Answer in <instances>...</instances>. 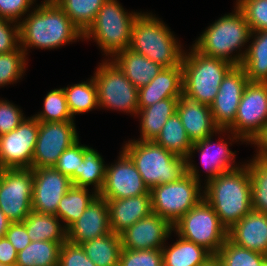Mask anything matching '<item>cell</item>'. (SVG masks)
Here are the masks:
<instances>
[{"label":"cell","mask_w":267,"mask_h":266,"mask_svg":"<svg viewBox=\"0 0 267 266\" xmlns=\"http://www.w3.org/2000/svg\"><path fill=\"white\" fill-rule=\"evenodd\" d=\"M22 111L7 100H0V136L15 130L24 120Z\"/></svg>","instance_id":"f6af8a7d"},{"label":"cell","mask_w":267,"mask_h":266,"mask_svg":"<svg viewBox=\"0 0 267 266\" xmlns=\"http://www.w3.org/2000/svg\"><path fill=\"white\" fill-rule=\"evenodd\" d=\"M204 189L203 198L227 230L252 210L251 179L244 164L206 182Z\"/></svg>","instance_id":"7a4b0ae2"},{"label":"cell","mask_w":267,"mask_h":266,"mask_svg":"<svg viewBox=\"0 0 267 266\" xmlns=\"http://www.w3.org/2000/svg\"><path fill=\"white\" fill-rule=\"evenodd\" d=\"M72 23L84 34L95 21L106 0H54Z\"/></svg>","instance_id":"e575fe53"},{"label":"cell","mask_w":267,"mask_h":266,"mask_svg":"<svg viewBox=\"0 0 267 266\" xmlns=\"http://www.w3.org/2000/svg\"><path fill=\"white\" fill-rule=\"evenodd\" d=\"M244 68L234 66L223 79L217 96L210 105L215 124L227 129L235 120L243 90L248 83Z\"/></svg>","instance_id":"e0dca14e"},{"label":"cell","mask_w":267,"mask_h":266,"mask_svg":"<svg viewBox=\"0 0 267 266\" xmlns=\"http://www.w3.org/2000/svg\"><path fill=\"white\" fill-rule=\"evenodd\" d=\"M88 188L75 187L71 188L61 198L56 216L64 222L63 227L67 230L75 221L84 213L87 206L94 200L98 194L88 193Z\"/></svg>","instance_id":"1f68e13d"},{"label":"cell","mask_w":267,"mask_h":266,"mask_svg":"<svg viewBox=\"0 0 267 266\" xmlns=\"http://www.w3.org/2000/svg\"><path fill=\"white\" fill-rule=\"evenodd\" d=\"M111 59L138 89L147 85L163 68L129 48L117 53Z\"/></svg>","instance_id":"d4e9b609"},{"label":"cell","mask_w":267,"mask_h":266,"mask_svg":"<svg viewBox=\"0 0 267 266\" xmlns=\"http://www.w3.org/2000/svg\"><path fill=\"white\" fill-rule=\"evenodd\" d=\"M172 231L173 225L168 220L152 212L120 234L122 248L162 249Z\"/></svg>","instance_id":"ac0fdd59"},{"label":"cell","mask_w":267,"mask_h":266,"mask_svg":"<svg viewBox=\"0 0 267 266\" xmlns=\"http://www.w3.org/2000/svg\"><path fill=\"white\" fill-rule=\"evenodd\" d=\"M153 142L185 159L190 155L193 145L177 112L166 121Z\"/></svg>","instance_id":"4dcf8cb0"},{"label":"cell","mask_w":267,"mask_h":266,"mask_svg":"<svg viewBox=\"0 0 267 266\" xmlns=\"http://www.w3.org/2000/svg\"><path fill=\"white\" fill-rule=\"evenodd\" d=\"M11 24L13 27H10ZM18 43H20L19 23L0 17V53L17 50L20 47Z\"/></svg>","instance_id":"bcb514c9"},{"label":"cell","mask_w":267,"mask_h":266,"mask_svg":"<svg viewBox=\"0 0 267 266\" xmlns=\"http://www.w3.org/2000/svg\"><path fill=\"white\" fill-rule=\"evenodd\" d=\"M245 165L251 179L252 210L267 214V161L254 157Z\"/></svg>","instance_id":"8d00e7d4"},{"label":"cell","mask_w":267,"mask_h":266,"mask_svg":"<svg viewBox=\"0 0 267 266\" xmlns=\"http://www.w3.org/2000/svg\"><path fill=\"white\" fill-rule=\"evenodd\" d=\"M212 136L213 135H210L203 140H199L193 143L192 148L190 150V155L186 159L190 160V158H192L191 156L193 152L195 153V150L197 152H200V159L202 165L206 169V172L208 174L206 182H209L220 174L240 167L239 165L237 166L233 164L235 162V152H232L228 148V144L223 140H220V143L213 144V141L211 140ZM212 145L214 149L215 147H217V150H213L211 148Z\"/></svg>","instance_id":"cb8c5ba5"},{"label":"cell","mask_w":267,"mask_h":266,"mask_svg":"<svg viewBox=\"0 0 267 266\" xmlns=\"http://www.w3.org/2000/svg\"><path fill=\"white\" fill-rule=\"evenodd\" d=\"M250 142L259 148L255 157L267 161V122Z\"/></svg>","instance_id":"f907efd6"},{"label":"cell","mask_w":267,"mask_h":266,"mask_svg":"<svg viewBox=\"0 0 267 266\" xmlns=\"http://www.w3.org/2000/svg\"><path fill=\"white\" fill-rule=\"evenodd\" d=\"M260 266H267V257L262 261Z\"/></svg>","instance_id":"db71d44e"},{"label":"cell","mask_w":267,"mask_h":266,"mask_svg":"<svg viewBox=\"0 0 267 266\" xmlns=\"http://www.w3.org/2000/svg\"><path fill=\"white\" fill-rule=\"evenodd\" d=\"M170 247L161 249L163 266H201L212 254L194 242L178 237Z\"/></svg>","instance_id":"83f0119b"},{"label":"cell","mask_w":267,"mask_h":266,"mask_svg":"<svg viewBox=\"0 0 267 266\" xmlns=\"http://www.w3.org/2000/svg\"><path fill=\"white\" fill-rule=\"evenodd\" d=\"M105 200L108 203L110 229L115 234L120 235L138 220L153 212L150 194Z\"/></svg>","instance_id":"7402d4cb"},{"label":"cell","mask_w":267,"mask_h":266,"mask_svg":"<svg viewBox=\"0 0 267 266\" xmlns=\"http://www.w3.org/2000/svg\"><path fill=\"white\" fill-rule=\"evenodd\" d=\"M35 0H0V17L19 23ZM19 20V21H18Z\"/></svg>","instance_id":"7dc6e473"},{"label":"cell","mask_w":267,"mask_h":266,"mask_svg":"<svg viewBox=\"0 0 267 266\" xmlns=\"http://www.w3.org/2000/svg\"><path fill=\"white\" fill-rule=\"evenodd\" d=\"M17 254L18 252L6 237L0 238V263L16 266Z\"/></svg>","instance_id":"681fc988"},{"label":"cell","mask_w":267,"mask_h":266,"mask_svg":"<svg viewBox=\"0 0 267 266\" xmlns=\"http://www.w3.org/2000/svg\"><path fill=\"white\" fill-rule=\"evenodd\" d=\"M173 231L183 239L194 242L216 255L228 238L213 207L203 198L173 224Z\"/></svg>","instance_id":"9c48e42d"},{"label":"cell","mask_w":267,"mask_h":266,"mask_svg":"<svg viewBox=\"0 0 267 266\" xmlns=\"http://www.w3.org/2000/svg\"><path fill=\"white\" fill-rule=\"evenodd\" d=\"M123 151L134 162L149 190L159 184L174 182L187 173V160L153 141L129 140Z\"/></svg>","instance_id":"5b68a950"},{"label":"cell","mask_w":267,"mask_h":266,"mask_svg":"<svg viewBox=\"0 0 267 266\" xmlns=\"http://www.w3.org/2000/svg\"><path fill=\"white\" fill-rule=\"evenodd\" d=\"M63 243L53 241H32L18 252L16 266H58Z\"/></svg>","instance_id":"d6a6232c"},{"label":"cell","mask_w":267,"mask_h":266,"mask_svg":"<svg viewBox=\"0 0 267 266\" xmlns=\"http://www.w3.org/2000/svg\"><path fill=\"white\" fill-rule=\"evenodd\" d=\"M27 54L21 47L9 53H0V86L14 83L23 77Z\"/></svg>","instance_id":"ab89813d"},{"label":"cell","mask_w":267,"mask_h":266,"mask_svg":"<svg viewBox=\"0 0 267 266\" xmlns=\"http://www.w3.org/2000/svg\"><path fill=\"white\" fill-rule=\"evenodd\" d=\"M190 161L187 160V173L180 179L150 190L153 213L172 225L203 199L199 171Z\"/></svg>","instance_id":"52a82bcc"},{"label":"cell","mask_w":267,"mask_h":266,"mask_svg":"<svg viewBox=\"0 0 267 266\" xmlns=\"http://www.w3.org/2000/svg\"><path fill=\"white\" fill-rule=\"evenodd\" d=\"M33 169H0V209L11 222H23L32 211Z\"/></svg>","instance_id":"8fae6325"},{"label":"cell","mask_w":267,"mask_h":266,"mask_svg":"<svg viewBox=\"0 0 267 266\" xmlns=\"http://www.w3.org/2000/svg\"><path fill=\"white\" fill-rule=\"evenodd\" d=\"M86 256L96 266H118L122 242L119 234L113 232L100 238L80 244Z\"/></svg>","instance_id":"f546056e"},{"label":"cell","mask_w":267,"mask_h":266,"mask_svg":"<svg viewBox=\"0 0 267 266\" xmlns=\"http://www.w3.org/2000/svg\"><path fill=\"white\" fill-rule=\"evenodd\" d=\"M252 32L267 30V0H237Z\"/></svg>","instance_id":"60d3db41"},{"label":"cell","mask_w":267,"mask_h":266,"mask_svg":"<svg viewBox=\"0 0 267 266\" xmlns=\"http://www.w3.org/2000/svg\"><path fill=\"white\" fill-rule=\"evenodd\" d=\"M183 95L182 66L163 67L145 86L138 89L139 110L167 98Z\"/></svg>","instance_id":"44dd1931"},{"label":"cell","mask_w":267,"mask_h":266,"mask_svg":"<svg viewBox=\"0 0 267 266\" xmlns=\"http://www.w3.org/2000/svg\"><path fill=\"white\" fill-rule=\"evenodd\" d=\"M201 266H224V265L217 255H212Z\"/></svg>","instance_id":"f5cc1de1"},{"label":"cell","mask_w":267,"mask_h":266,"mask_svg":"<svg viewBox=\"0 0 267 266\" xmlns=\"http://www.w3.org/2000/svg\"><path fill=\"white\" fill-rule=\"evenodd\" d=\"M11 221L7 218V216L0 209V238L5 237V234L8 230Z\"/></svg>","instance_id":"816d5d0a"},{"label":"cell","mask_w":267,"mask_h":266,"mask_svg":"<svg viewBox=\"0 0 267 266\" xmlns=\"http://www.w3.org/2000/svg\"><path fill=\"white\" fill-rule=\"evenodd\" d=\"M69 111L74 115L85 113L99 107L97 86L93 77L87 82H81L63 88Z\"/></svg>","instance_id":"d590c367"},{"label":"cell","mask_w":267,"mask_h":266,"mask_svg":"<svg viewBox=\"0 0 267 266\" xmlns=\"http://www.w3.org/2000/svg\"><path fill=\"white\" fill-rule=\"evenodd\" d=\"M224 266H260L267 257L262 253L241 247L229 238L216 254Z\"/></svg>","instance_id":"74e56055"},{"label":"cell","mask_w":267,"mask_h":266,"mask_svg":"<svg viewBox=\"0 0 267 266\" xmlns=\"http://www.w3.org/2000/svg\"><path fill=\"white\" fill-rule=\"evenodd\" d=\"M183 96L210 106L226 74L234 67L228 61L205 56L193 47L183 54Z\"/></svg>","instance_id":"8992f818"},{"label":"cell","mask_w":267,"mask_h":266,"mask_svg":"<svg viewBox=\"0 0 267 266\" xmlns=\"http://www.w3.org/2000/svg\"><path fill=\"white\" fill-rule=\"evenodd\" d=\"M179 98H167L138 110L141 121V137L138 141H153L160 133L166 121L176 113Z\"/></svg>","instance_id":"484cf974"},{"label":"cell","mask_w":267,"mask_h":266,"mask_svg":"<svg viewBox=\"0 0 267 266\" xmlns=\"http://www.w3.org/2000/svg\"><path fill=\"white\" fill-rule=\"evenodd\" d=\"M34 117L43 122L74 121L69 111L63 88L48 92L44 99L43 111L34 115Z\"/></svg>","instance_id":"f35d334b"},{"label":"cell","mask_w":267,"mask_h":266,"mask_svg":"<svg viewBox=\"0 0 267 266\" xmlns=\"http://www.w3.org/2000/svg\"><path fill=\"white\" fill-rule=\"evenodd\" d=\"M93 79L97 86L100 108L121 110L137 115L138 88L126 78L111 59L100 63Z\"/></svg>","instance_id":"30bf717a"},{"label":"cell","mask_w":267,"mask_h":266,"mask_svg":"<svg viewBox=\"0 0 267 266\" xmlns=\"http://www.w3.org/2000/svg\"><path fill=\"white\" fill-rule=\"evenodd\" d=\"M150 194L131 158L122 150L118 162L106 166L103 188L99 196L104 199H125Z\"/></svg>","instance_id":"9a60e30c"},{"label":"cell","mask_w":267,"mask_h":266,"mask_svg":"<svg viewBox=\"0 0 267 266\" xmlns=\"http://www.w3.org/2000/svg\"><path fill=\"white\" fill-rule=\"evenodd\" d=\"M176 112L192 143L203 140L213 133L218 132L219 134V132L229 131L228 129H220L215 124L210 106L183 95L178 99Z\"/></svg>","instance_id":"ffe728a7"},{"label":"cell","mask_w":267,"mask_h":266,"mask_svg":"<svg viewBox=\"0 0 267 266\" xmlns=\"http://www.w3.org/2000/svg\"><path fill=\"white\" fill-rule=\"evenodd\" d=\"M39 121L24 118L11 132L0 136V169L32 168Z\"/></svg>","instance_id":"4fadbf2b"},{"label":"cell","mask_w":267,"mask_h":266,"mask_svg":"<svg viewBox=\"0 0 267 266\" xmlns=\"http://www.w3.org/2000/svg\"><path fill=\"white\" fill-rule=\"evenodd\" d=\"M105 175L106 165L102 156L91 148L80 162L79 171H75V181L72 185L82 188L94 185V192L99 194L105 182Z\"/></svg>","instance_id":"836d02e7"},{"label":"cell","mask_w":267,"mask_h":266,"mask_svg":"<svg viewBox=\"0 0 267 266\" xmlns=\"http://www.w3.org/2000/svg\"><path fill=\"white\" fill-rule=\"evenodd\" d=\"M251 36L254 39L244 51L241 66L249 82L267 83V30L252 32Z\"/></svg>","instance_id":"4316f807"},{"label":"cell","mask_w":267,"mask_h":266,"mask_svg":"<svg viewBox=\"0 0 267 266\" xmlns=\"http://www.w3.org/2000/svg\"><path fill=\"white\" fill-rule=\"evenodd\" d=\"M234 13L226 14L210 25L196 40L193 48L199 53L241 65L245 52L240 51L250 38L252 30L242 11L235 6ZM240 53L233 55V51Z\"/></svg>","instance_id":"3957f363"},{"label":"cell","mask_w":267,"mask_h":266,"mask_svg":"<svg viewBox=\"0 0 267 266\" xmlns=\"http://www.w3.org/2000/svg\"><path fill=\"white\" fill-rule=\"evenodd\" d=\"M138 14L125 12L117 0H106L83 38L87 40L92 37L106 56L113 58L129 48L133 22Z\"/></svg>","instance_id":"ba28073f"},{"label":"cell","mask_w":267,"mask_h":266,"mask_svg":"<svg viewBox=\"0 0 267 266\" xmlns=\"http://www.w3.org/2000/svg\"><path fill=\"white\" fill-rule=\"evenodd\" d=\"M267 122V83L248 82L243 90L234 122L227 128L234 141L246 143L260 131Z\"/></svg>","instance_id":"7c38bea8"},{"label":"cell","mask_w":267,"mask_h":266,"mask_svg":"<svg viewBox=\"0 0 267 266\" xmlns=\"http://www.w3.org/2000/svg\"><path fill=\"white\" fill-rule=\"evenodd\" d=\"M118 266H163L161 249L130 250L120 253Z\"/></svg>","instance_id":"7bdbcfd3"},{"label":"cell","mask_w":267,"mask_h":266,"mask_svg":"<svg viewBox=\"0 0 267 266\" xmlns=\"http://www.w3.org/2000/svg\"><path fill=\"white\" fill-rule=\"evenodd\" d=\"M228 238L241 247L267 255V214L251 210L228 230Z\"/></svg>","instance_id":"603a6c76"},{"label":"cell","mask_w":267,"mask_h":266,"mask_svg":"<svg viewBox=\"0 0 267 266\" xmlns=\"http://www.w3.org/2000/svg\"><path fill=\"white\" fill-rule=\"evenodd\" d=\"M33 169L32 211L56 215L61 198L71 188L70 178L54 167Z\"/></svg>","instance_id":"2e32d148"},{"label":"cell","mask_w":267,"mask_h":266,"mask_svg":"<svg viewBox=\"0 0 267 266\" xmlns=\"http://www.w3.org/2000/svg\"><path fill=\"white\" fill-rule=\"evenodd\" d=\"M170 29L152 14L139 13L133 22L129 49L162 67L181 66L184 51Z\"/></svg>","instance_id":"277c9868"},{"label":"cell","mask_w":267,"mask_h":266,"mask_svg":"<svg viewBox=\"0 0 267 266\" xmlns=\"http://www.w3.org/2000/svg\"><path fill=\"white\" fill-rule=\"evenodd\" d=\"M58 266H96L81 245L64 242L60 249Z\"/></svg>","instance_id":"ee69618b"},{"label":"cell","mask_w":267,"mask_h":266,"mask_svg":"<svg viewBox=\"0 0 267 266\" xmlns=\"http://www.w3.org/2000/svg\"><path fill=\"white\" fill-rule=\"evenodd\" d=\"M74 121H39L32 168L53 167L63 151L79 140Z\"/></svg>","instance_id":"5bb4252c"},{"label":"cell","mask_w":267,"mask_h":266,"mask_svg":"<svg viewBox=\"0 0 267 266\" xmlns=\"http://www.w3.org/2000/svg\"><path fill=\"white\" fill-rule=\"evenodd\" d=\"M79 143L78 140L63 151L53 166L57 171L68 176L72 183L75 181V171H79L80 162L83 161L84 155L91 149V147L80 145Z\"/></svg>","instance_id":"b9f144b4"},{"label":"cell","mask_w":267,"mask_h":266,"mask_svg":"<svg viewBox=\"0 0 267 266\" xmlns=\"http://www.w3.org/2000/svg\"><path fill=\"white\" fill-rule=\"evenodd\" d=\"M111 233L107 201L99 195L91 201L81 217L67 229V241L80 245Z\"/></svg>","instance_id":"d6986e66"},{"label":"cell","mask_w":267,"mask_h":266,"mask_svg":"<svg viewBox=\"0 0 267 266\" xmlns=\"http://www.w3.org/2000/svg\"><path fill=\"white\" fill-rule=\"evenodd\" d=\"M59 220L56 215L31 211L23 223L31 241L49 240L64 243L67 241V230Z\"/></svg>","instance_id":"f1b7e54d"},{"label":"cell","mask_w":267,"mask_h":266,"mask_svg":"<svg viewBox=\"0 0 267 266\" xmlns=\"http://www.w3.org/2000/svg\"><path fill=\"white\" fill-rule=\"evenodd\" d=\"M33 10L19 22V44L25 53L29 47L54 49L83 38V33L54 0H44Z\"/></svg>","instance_id":"6da1fadb"},{"label":"cell","mask_w":267,"mask_h":266,"mask_svg":"<svg viewBox=\"0 0 267 266\" xmlns=\"http://www.w3.org/2000/svg\"><path fill=\"white\" fill-rule=\"evenodd\" d=\"M5 237L12 243L17 252L22 251L32 242L23 222H11Z\"/></svg>","instance_id":"c3c4849f"}]
</instances>
